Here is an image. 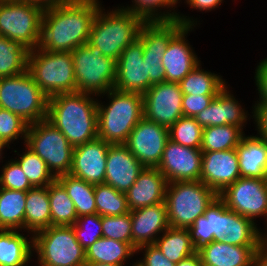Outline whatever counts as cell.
Masks as SVG:
<instances>
[{
	"instance_id": "obj_1",
	"label": "cell",
	"mask_w": 267,
	"mask_h": 266,
	"mask_svg": "<svg viewBox=\"0 0 267 266\" xmlns=\"http://www.w3.org/2000/svg\"><path fill=\"white\" fill-rule=\"evenodd\" d=\"M99 0H66L44 9L38 48L71 52L89 41Z\"/></svg>"
},
{
	"instance_id": "obj_2",
	"label": "cell",
	"mask_w": 267,
	"mask_h": 266,
	"mask_svg": "<svg viewBox=\"0 0 267 266\" xmlns=\"http://www.w3.org/2000/svg\"><path fill=\"white\" fill-rule=\"evenodd\" d=\"M92 94L61 93L49 97L46 119L74 148L98 138L97 104Z\"/></svg>"
},
{
	"instance_id": "obj_3",
	"label": "cell",
	"mask_w": 267,
	"mask_h": 266,
	"mask_svg": "<svg viewBox=\"0 0 267 266\" xmlns=\"http://www.w3.org/2000/svg\"><path fill=\"white\" fill-rule=\"evenodd\" d=\"M109 103L97 100L98 138L111 145L125 144L129 134L144 117L143 95L113 88L108 91Z\"/></svg>"
},
{
	"instance_id": "obj_4",
	"label": "cell",
	"mask_w": 267,
	"mask_h": 266,
	"mask_svg": "<svg viewBox=\"0 0 267 266\" xmlns=\"http://www.w3.org/2000/svg\"><path fill=\"white\" fill-rule=\"evenodd\" d=\"M117 8L106 13L100 6L93 20L88 41L99 48L104 56L116 61L123 50L138 38L141 26L146 22L129 10Z\"/></svg>"
},
{
	"instance_id": "obj_5",
	"label": "cell",
	"mask_w": 267,
	"mask_h": 266,
	"mask_svg": "<svg viewBox=\"0 0 267 266\" xmlns=\"http://www.w3.org/2000/svg\"><path fill=\"white\" fill-rule=\"evenodd\" d=\"M71 52L29 51L27 71L34 82L49 97L76 92V80Z\"/></svg>"
},
{
	"instance_id": "obj_6",
	"label": "cell",
	"mask_w": 267,
	"mask_h": 266,
	"mask_svg": "<svg viewBox=\"0 0 267 266\" xmlns=\"http://www.w3.org/2000/svg\"><path fill=\"white\" fill-rule=\"evenodd\" d=\"M217 197L218 194L200 180L168 183L165 203L170 227L189 229Z\"/></svg>"
},
{
	"instance_id": "obj_7",
	"label": "cell",
	"mask_w": 267,
	"mask_h": 266,
	"mask_svg": "<svg viewBox=\"0 0 267 266\" xmlns=\"http://www.w3.org/2000/svg\"><path fill=\"white\" fill-rule=\"evenodd\" d=\"M76 92L100 96L114 88L117 61L87 42L71 51ZM100 94V95H99Z\"/></svg>"
},
{
	"instance_id": "obj_8",
	"label": "cell",
	"mask_w": 267,
	"mask_h": 266,
	"mask_svg": "<svg viewBox=\"0 0 267 266\" xmlns=\"http://www.w3.org/2000/svg\"><path fill=\"white\" fill-rule=\"evenodd\" d=\"M48 99L28 71L0 78V108L20 116L28 124L46 119Z\"/></svg>"
},
{
	"instance_id": "obj_9",
	"label": "cell",
	"mask_w": 267,
	"mask_h": 266,
	"mask_svg": "<svg viewBox=\"0 0 267 266\" xmlns=\"http://www.w3.org/2000/svg\"><path fill=\"white\" fill-rule=\"evenodd\" d=\"M32 237L38 266H85L86 250L72 226H50Z\"/></svg>"
},
{
	"instance_id": "obj_10",
	"label": "cell",
	"mask_w": 267,
	"mask_h": 266,
	"mask_svg": "<svg viewBox=\"0 0 267 266\" xmlns=\"http://www.w3.org/2000/svg\"><path fill=\"white\" fill-rule=\"evenodd\" d=\"M24 143L46 162L55 178L69 174L73 147L64 134L47 119L28 125Z\"/></svg>"
},
{
	"instance_id": "obj_11",
	"label": "cell",
	"mask_w": 267,
	"mask_h": 266,
	"mask_svg": "<svg viewBox=\"0 0 267 266\" xmlns=\"http://www.w3.org/2000/svg\"><path fill=\"white\" fill-rule=\"evenodd\" d=\"M44 8L23 0H0V36L28 50L38 47Z\"/></svg>"
},
{
	"instance_id": "obj_12",
	"label": "cell",
	"mask_w": 267,
	"mask_h": 266,
	"mask_svg": "<svg viewBox=\"0 0 267 266\" xmlns=\"http://www.w3.org/2000/svg\"><path fill=\"white\" fill-rule=\"evenodd\" d=\"M178 20L146 21L140 29L138 39L144 47L143 62H147L149 88L153 84L165 82L162 58L170 39L183 27Z\"/></svg>"
},
{
	"instance_id": "obj_13",
	"label": "cell",
	"mask_w": 267,
	"mask_h": 266,
	"mask_svg": "<svg viewBox=\"0 0 267 266\" xmlns=\"http://www.w3.org/2000/svg\"><path fill=\"white\" fill-rule=\"evenodd\" d=\"M218 197L228 209L253 222L260 216H265L267 220V180L240 177Z\"/></svg>"
},
{
	"instance_id": "obj_14",
	"label": "cell",
	"mask_w": 267,
	"mask_h": 266,
	"mask_svg": "<svg viewBox=\"0 0 267 266\" xmlns=\"http://www.w3.org/2000/svg\"><path fill=\"white\" fill-rule=\"evenodd\" d=\"M182 98L179 83L165 81L153 84L143 94L144 117L169 129L184 116Z\"/></svg>"
},
{
	"instance_id": "obj_15",
	"label": "cell",
	"mask_w": 267,
	"mask_h": 266,
	"mask_svg": "<svg viewBox=\"0 0 267 266\" xmlns=\"http://www.w3.org/2000/svg\"><path fill=\"white\" fill-rule=\"evenodd\" d=\"M168 140V128L143 117L124 145L144 167H157Z\"/></svg>"
},
{
	"instance_id": "obj_16",
	"label": "cell",
	"mask_w": 267,
	"mask_h": 266,
	"mask_svg": "<svg viewBox=\"0 0 267 266\" xmlns=\"http://www.w3.org/2000/svg\"><path fill=\"white\" fill-rule=\"evenodd\" d=\"M157 168L168 183L199 181L202 170V150L182 146L169 139Z\"/></svg>"
},
{
	"instance_id": "obj_17",
	"label": "cell",
	"mask_w": 267,
	"mask_h": 266,
	"mask_svg": "<svg viewBox=\"0 0 267 266\" xmlns=\"http://www.w3.org/2000/svg\"><path fill=\"white\" fill-rule=\"evenodd\" d=\"M143 53L144 47L138 38L123 50L117 60L116 90L143 95L149 89V73Z\"/></svg>"
},
{
	"instance_id": "obj_18",
	"label": "cell",
	"mask_w": 267,
	"mask_h": 266,
	"mask_svg": "<svg viewBox=\"0 0 267 266\" xmlns=\"http://www.w3.org/2000/svg\"><path fill=\"white\" fill-rule=\"evenodd\" d=\"M110 145L103 139L96 138L74 147L69 174L92 185L104 183Z\"/></svg>"
},
{
	"instance_id": "obj_19",
	"label": "cell",
	"mask_w": 267,
	"mask_h": 266,
	"mask_svg": "<svg viewBox=\"0 0 267 266\" xmlns=\"http://www.w3.org/2000/svg\"><path fill=\"white\" fill-rule=\"evenodd\" d=\"M240 178L236 148L224 151H202L200 181L220 194Z\"/></svg>"
},
{
	"instance_id": "obj_20",
	"label": "cell",
	"mask_w": 267,
	"mask_h": 266,
	"mask_svg": "<svg viewBox=\"0 0 267 266\" xmlns=\"http://www.w3.org/2000/svg\"><path fill=\"white\" fill-rule=\"evenodd\" d=\"M194 27L183 26L170 39L167 50L164 52L162 58L166 82L179 83L200 63V60H198L197 55L185 37Z\"/></svg>"
},
{
	"instance_id": "obj_21",
	"label": "cell",
	"mask_w": 267,
	"mask_h": 266,
	"mask_svg": "<svg viewBox=\"0 0 267 266\" xmlns=\"http://www.w3.org/2000/svg\"><path fill=\"white\" fill-rule=\"evenodd\" d=\"M144 168L124 144L110 145L104 183L126 193Z\"/></svg>"
},
{
	"instance_id": "obj_22",
	"label": "cell",
	"mask_w": 267,
	"mask_h": 266,
	"mask_svg": "<svg viewBox=\"0 0 267 266\" xmlns=\"http://www.w3.org/2000/svg\"><path fill=\"white\" fill-rule=\"evenodd\" d=\"M132 220V247L154 244L160 233L168 227L165 202L130 211ZM159 234V235H158Z\"/></svg>"
},
{
	"instance_id": "obj_23",
	"label": "cell",
	"mask_w": 267,
	"mask_h": 266,
	"mask_svg": "<svg viewBox=\"0 0 267 266\" xmlns=\"http://www.w3.org/2000/svg\"><path fill=\"white\" fill-rule=\"evenodd\" d=\"M227 89V86H225L213 98L209 106L194 117L200 126L204 128L234 125L243 129L248 118L247 112Z\"/></svg>"
},
{
	"instance_id": "obj_24",
	"label": "cell",
	"mask_w": 267,
	"mask_h": 266,
	"mask_svg": "<svg viewBox=\"0 0 267 266\" xmlns=\"http://www.w3.org/2000/svg\"><path fill=\"white\" fill-rule=\"evenodd\" d=\"M167 180L157 167H145L125 193L130 211L165 202Z\"/></svg>"
},
{
	"instance_id": "obj_25",
	"label": "cell",
	"mask_w": 267,
	"mask_h": 266,
	"mask_svg": "<svg viewBox=\"0 0 267 266\" xmlns=\"http://www.w3.org/2000/svg\"><path fill=\"white\" fill-rule=\"evenodd\" d=\"M227 226L228 208L217 197L204 215L199 216L188 230L194 247L199 249L201 246L214 240H220L222 236L227 235Z\"/></svg>"
},
{
	"instance_id": "obj_26",
	"label": "cell",
	"mask_w": 267,
	"mask_h": 266,
	"mask_svg": "<svg viewBox=\"0 0 267 266\" xmlns=\"http://www.w3.org/2000/svg\"><path fill=\"white\" fill-rule=\"evenodd\" d=\"M260 246H236L214 240L197 249L202 266H253L254 255Z\"/></svg>"
},
{
	"instance_id": "obj_27",
	"label": "cell",
	"mask_w": 267,
	"mask_h": 266,
	"mask_svg": "<svg viewBox=\"0 0 267 266\" xmlns=\"http://www.w3.org/2000/svg\"><path fill=\"white\" fill-rule=\"evenodd\" d=\"M240 177L266 180L267 139L243 135L236 147Z\"/></svg>"
},
{
	"instance_id": "obj_28",
	"label": "cell",
	"mask_w": 267,
	"mask_h": 266,
	"mask_svg": "<svg viewBox=\"0 0 267 266\" xmlns=\"http://www.w3.org/2000/svg\"><path fill=\"white\" fill-rule=\"evenodd\" d=\"M31 238L17 230L0 229V266H26L33 256Z\"/></svg>"
},
{
	"instance_id": "obj_29",
	"label": "cell",
	"mask_w": 267,
	"mask_h": 266,
	"mask_svg": "<svg viewBox=\"0 0 267 266\" xmlns=\"http://www.w3.org/2000/svg\"><path fill=\"white\" fill-rule=\"evenodd\" d=\"M51 226L48 186L33 187L27 191L25 230L35 233Z\"/></svg>"
},
{
	"instance_id": "obj_30",
	"label": "cell",
	"mask_w": 267,
	"mask_h": 266,
	"mask_svg": "<svg viewBox=\"0 0 267 266\" xmlns=\"http://www.w3.org/2000/svg\"><path fill=\"white\" fill-rule=\"evenodd\" d=\"M27 192L0 187V229H25Z\"/></svg>"
},
{
	"instance_id": "obj_31",
	"label": "cell",
	"mask_w": 267,
	"mask_h": 266,
	"mask_svg": "<svg viewBox=\"0 0 267 266\" xmlns=\"http://www.w3.org/2000/svg\"><path fill=\"white\" fill-rule=\"evenodd\" d=\"M136 250L128 243L101 237L86 250V263H104L124 266Z\"/></svg>"
},
{
	"instance_id": "obj_32",
	"label": "cell",
	"mask_w": 267,
	"mask_h": 266,
	"mask_svg": "<svg viewBox=\"0 0 267 266\" xmlns=\"http://www.w3.org/2000/svg\"><path fill=\"white\" fill-rule=\"evenodd\" d=\"M132 6L121 7L126 10L137 14L142 17L145 21H172L178 20L184 26H195L197 25V20H193L185 15L178 14L177 12H171V8L175 9L176 4L179 0H133ZM171 7V8H170ZM160 8H169L161 12ZM160 11V12H159ZM169 11V12H168Z\"/></svg>"
},
{
	"instance_id": "obj_33",
	"label": "cell",
	"mask_w": 267,
	"mask_h": 266,
	"mask_svg": "<svg viewBox=\"0 0 267 266\" xmlns=\"http://www.w3.org/2000/svg\"><path fill=\"white\" fill-rule=\"evenodd\" d=\"M160 236L154 244L175 264L197 251L188 229L168 227Z\"/></svg>"
},
{
	"instance_id": "obj_34",
	"label": "cell",
	"mask_w": 267,
	"mask_h": 266,
	"mask_svg": "<svg viewBox=\"0 0 267 266\" xmlns=\"http://www.w3.org/2000/svg\"><path fill=\"white\" fill-rule=\"evenodd\" d=\"M56 180L64 187L73 201L78 217L97 213L94 195L95 185L71 174L59 176Z\"/></svg>"
},
{
	"instance_id": "obj_35",
	"label": "cell",
	"mask_w": 267,
	"mask_h": 266,
	"mask_svg": "<svg viewBox=\"0 0 267 266\" xmlns=\"http://www.w3.org/2000/svg\"><path fill=\"white\" fill-rule=\"evenodd\" d=\"M252 220L228 209L227 235L222 242L236 246H261L262 232Z\"/></svg>"
},
{
	"instance_id": "obj_36",
	"label": "cell",
	"mask_w": 267,
	"mask_h": 266,
	"mask_svg": "<svg viewBox=\"0 0 267 266\" xmlns=\"http://www.w3.org/2000/svg\"><path fill=\"white\" fill-rule=\"evenodd\" d=\"M51 226H72L77 221V212L73 201L64 187L55 180L48 185Z\"/></svg>"
},
{
	"instance_id": "obj_37",
	"label": "cell",
	"mask_w": 267,
	"mask_h": 266,
	"mask_svg": "<svg viewBox=\"0 0 267 266\" xmlns=\"http://www.w3.org/2000/svg\"><path fill=\"white\" fill-rule=\"evenodd\" d=\"M200 64L179 82L183 95H217L227 85L221 75L200 69Z\"/></svg>"
},
{
	"instance_id": "obj_38",
	"label": "cell",
	"mask_w": 267,
	"mask_h": 266,
	"mask_svg": "<svg viewBox=\"0 0 267 266\" xmlns=\"http://www.w3.org/2000/svg\"><path fill=\"white\" fill-rule=\"evenodd\" d=\"M29 51L25 46L0 36V78L27 71Z\"/></svg>"
},
{
	"instance_id": "obj_39",
	"label": "cell",
	"mask_w": 267,
	"mask_h": 266,
	"mask_svg": "<svg viewBox=\"0 0 267 266\" xmlns=\"http://www.w3.org/2000/svg\"><path fill=\"white\" fill-rule=\"evenodd\" d=\"M243 130L234 125L209 126L203 128L202 151H224L237 147Z\"/></svg>"
},
{
	"instance_id": "obj_40",
	"label": "cell",
	"mask_w": 267,
	"mask_h": 266,
	"mask_svg": "<svg viewBox=\"0 0 267 266\" xmlns=\"http://www.w3.org/2000/svg\"><path fill=\"white\" fill-rule=\"evenodd\" d=\"M97 214L100 216H119L130 212L126 194L111 185L101 183L94 189Z\"/></svg>"
},
{
	"instance_id": "obj_41",
	"label": "cell",
	"mask_w": 267,
	"mask_h": 266,
	"mask_svg": "<svg viewBox=\"0 0 267 266\" xmlns=\"http://www.w3.org/2000/svg\"><path fill=\"white\" fill-rule=\"evenodd\" d=\"M25 152L23 155L19 153V159L15 161L19 164L24 174L28 178L30 184L33 187H44L53 183L56 178L49 171L46 162L35 154L30 148L25 147Z\"/></svg>"
},
{
	"instance_id": "obj_42",
	"label": "cell",
	"mask_w": 267,
	"mask_h": 266,
	"mask_svg": "<svg viewBox=\"0 0 267 266\" xmlns=\"http://www.w3.org/2000/svg\"><path fill=\"white\" fill-rule=\"evenodd\" d=\"M169 139L182 146L200 149L203 127L194 117H180L169 129Z\"/></svg>"
},
{
	"instance_id": "obj_43",
	"label": "cell",
	"mask_w": 267,
	"mask_h": 266,
	"mask_svg": "<svg viewBox=\"0 0 267 266\" xmlns=\"http://www.w3.org/2000/svg\"><path fill=\"white\" fill-rule=\"evenodd\" d=\"M28 125L20 116L0 108V144L10 148L9 144L19 137L26 141Z\"/></svg>"
},
{
	"instance_id": "obj_44",
	"label": "cell",
	"mask_w": 267,
	"mask_h": 266,
	"mask_svg": "<svg viewBox=\"0 0 267 266\" xmlns=\"http://www.w3.org/2000/svg\"><path fill=\"white\" fill-rule=\"evenodd\" d=\"M103 237L132 246V220L130 212L119 216H101Z\"/></svg>"
},
{
	"instance_id": "obj_45",
	"label": "cell",
	"mask_w": 267,
	"mask_h": 266,
	"mask_svg": "<svg viewBox=\"0 0 267 266\" xmlns=\"http://www.w3.org/2000/svg\"><path fill=\"white\" fill-rule=\"evenodd\" d=\"M72 227L77 241L85 250L103 237L101 216L97 213L78 217Z\"/></svg>"
},
{
	"instance_id": "obj_46",
	"label": "cell",
	"mask_w": 267,
	"mask_h": 266,
	"mask_svg": "<svg viewBox=\"0 0 267 266\" xmlns=\"http://www.w3.org/2000/svg\"><path fill=\"white\" fill-rule=\"evenodd\" d=\"M1 171L0 187L27 192L33 188L19 164L13 159L7 162Z\"/></svg>"
},
{
	"instance_id": "obj_47",
	"label": "cell",
	"mask_w": 267,
	"mask_h": 266,
	"mask_svg": "<svg viewBox=\"0 0 267 266\" xmlns=\"http://www.w3.org/2000/svg\"><path fill=\"white\" fill-rule=\"evenodd\" d=\"M143 259L136 262V266H175L174 262H171L165 257L161 250L155 244H148L140 246L136 249V252L143 251Z\"/></svg>"
},
{
	"instance_id": "obj_48",
	"label": "cell",
	"mask_w": 267,
	"mask_h": 266,
	"mask_svg": "<svg viewBox=\"0 0 267 266\" xmlns=\"http://www.w3.org/2000/svg\"><path fill=\"white\" fill-rule=\"evenodd\" d=\"M217 95H183L182 110L185 117H195L198 113L209 106Z\"/></svg>"
},
{
	"instance_id": "obj_49",
	"label": "cell",
	"mask_w": 267,
	"mask_h": 266,
	"mask_svg": "<svg viewBox=\"0 0 267 266\" xmlns=\"http://www.w3.org/2000/svg\"><path fill=\"white\" fill-rule=\"evenodd\" d=\"M255 71V83L259 93L257 103H267V58L259 63Z\"/></svg>"
},
{
	"instance_id": "obj_50",
	"label": "cell",
	"mask_w": 267,
	"mask_h": 266,
	"mask_svg": "<svg viewBox=\"0 0 267 266\" xmlns=\"http://www.w3.org/2000/svg\"><path fill=\"white\" fill-rule=\"evenodd\" d=\"M252 108L254 109L252 113L257 124L258 134L267 139V103H255Z\"/></svg>"
},
{
	"instance_id": "obj_51",
	"label": "cell",
	"mask_w": 267,
	"mask_h": 266,
	"mask_svg": "<svg viewBox=\"0 0 267 266\" xmlns=\"http://www.w3.org/2000/svg\"><path fill=\"white\" fill-rule=\"evenodd\" d=\"M223 0H186V3L193 9L200 11H211L217 8Z\"/></svg>"
},
{
	"instance_id": "obj_52",
	"label": "cell",
	"mask_w": 267,
	"mask_h": 266,
	"mask_svg": "<svg viewBox=\"0 0 267 266\" xmlns=\"http://www.w3.org/2000/svg\"><path fill=\"white\" fill-rule=\"evenodd\" d=\"M175 266H202V260L199 253L196 251L192 255L182 259Z\"/></svg>"
},
{
	"instance_id": "obj_53",
	"label": "cell",
	"mask_w": 267,
	"mask_h": 266,
	"mask_svg": "<svg viewBox=\"0 0 267 266\" xmlns=\"http://www.w3.org/2000/svg\"><path fill=\"white\" fill-rule=\"evenodd\" d=\"M253 266H267V249L262 245L255 252Z\"/></svg>"
},
{
	"instance_id": "obj_54",
	"label": "cell",
	"mask_w": 267,
	"mask_h": 266,
	"mask_svg": "<svg viewBox=\"0 0 267 266\" xmlns=\"http://www.w3.org/2000/svg\"><path fill=\"white\" fill-rule=\"evenodd\" d=\"M32 4L39 5L44 9L57 5L58 3L64 2L66 0H23Z\"/></svg>"
},
{
	"instance_id": "obj_55",
	"label": "cell",
	"mask_w": 267,
	"mask_h": 266,
	"mask_svg": "<svg viewBox=\"0 0 267 266\" xmlns=\"http://www.w3.org/2000/svg\"><path fill=\"white\" fill-rule=\"evenodd\" d=\"M85 266H115V265L104 264V263H86ZM132 266H136V263H134Z\"/></svg>"
},
{
	"instance_id": "obj_56",
	"label": "cell",
	"mask_w": 267,
	"mask_h": 266,
	"mask_svg": "<svg viewBox=\"0 0 267 266\" xmlns=\"http://www.w3.org/2000/svg\"><path fill=\"white\" fill-rule=\"evenodd\" d=\"M267 233V232H266ZM264 233L263 235V232H262V235H261V245L267 249V234Z\"/></svg>"
},
{
	"instance_id": "obj_57",
	"label": "cell",
	"mask_w": 267,
	"mask_h": 266,
	"mask_svg": "<svg viewBox=\"0 0 267 266\" xmlns=\"http://www.w3.org/2000/svg\"><path fill=\"white\" fill-rule=\"evenodd\" d=\"M3 148H4V147L0 144V155L3 154V153H2V150H4Z\"/></svg>"
},
{
	"instance_id": "obj_58",
	"label": "cell",
	"mask_w": 267,
	"mask_h": 266,
	"mask_svg": "<svg viewBox=\"0 0 267 266\" xmlns=\"http://www.w3.org/2000/svg\"><path fill=\"white\" fill-rule=\"evenodd\" d=\"M265 175H266V179H267V166H266V169H265Z\"/></svg>"
}]
</instances>
